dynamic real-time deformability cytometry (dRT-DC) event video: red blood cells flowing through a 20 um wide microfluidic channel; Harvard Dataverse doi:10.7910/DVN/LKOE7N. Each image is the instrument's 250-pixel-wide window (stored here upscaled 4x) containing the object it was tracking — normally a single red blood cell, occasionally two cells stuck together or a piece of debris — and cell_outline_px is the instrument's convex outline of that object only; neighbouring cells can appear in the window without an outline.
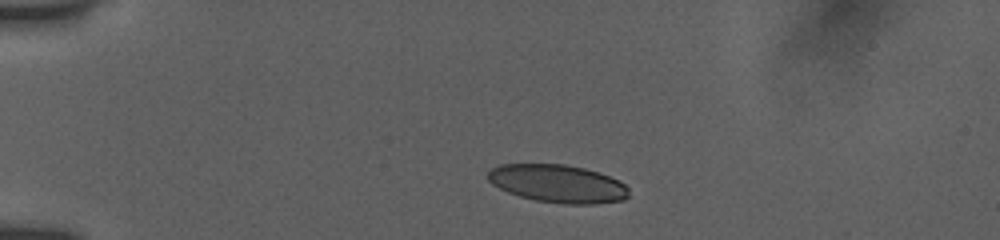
{"species": "human", "species_latin": "Homo sapiens", "temperature_condition": "room temperature", "stored_images_in_passage": 12, "camera_frame_rate_fps": 3000, "um_per_image_px": 0.085, "donor": {"sex": "female"}, "frame": {"image": 1, "passage_image": 1, "time_ms": 0.0, "image_size_px": [1000, 240], "cell_outline_px": [[628, 196], [624, 200], [596, 204], [564, 204], [536, 200], [520, 196], [508, 192], [492, 184], [488, 180], [488, 172], [492, 168], [500, 164], [564, 164], [584, 168], [600, 172], [624, 184], [628, 188]], "centroid_in_image_um": [47.41, 15.61], "position_along_channel_um": 37.6, "area_um2": 31.1}}
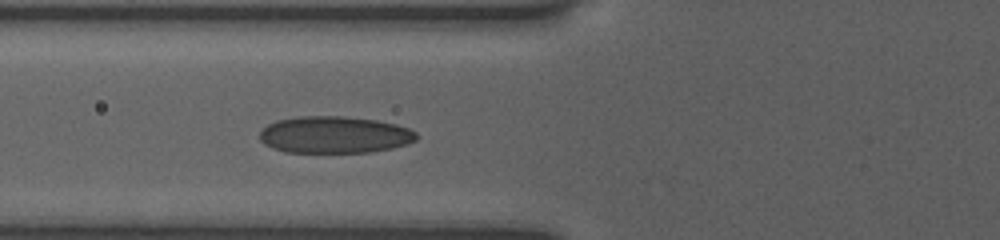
{"frame": {"image": 2, "passage_image": 9, "time_ms": 3.0, "image_size_px": [1000, 240], "cell_outline_px": [[420, 136], [416, 140], [408, 144], [392, 148], [372, 152], [284, 152], [272, 148], [264, 144], [260, 140], [260, 132], [268, 124], [276, 120], [300, 116], [344, 116], [376, 120], [396, 124], [408, 128], [416, 132]], "centroid_in_image_um": [28.45, 11.45], "position_along_channel_um": 97.3, "area_um2": 33.93}}
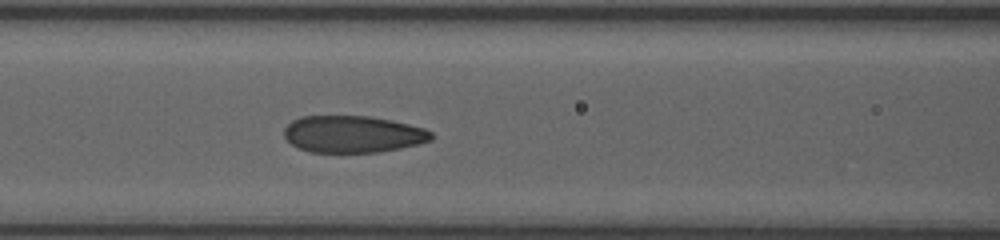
{"frame": {"image": 3, "passage_image": 12, "time_ms": 4.0, "image_size_px": [1000, 240], "cell_outline_px": [[436, 136], [432, 140], [420, 144], [380, 152], [308, 152], [292, 144], [284, 136], [284, 128], [292, 120], [300, 116], [368, 116], [392, 120], [424, 128], [432, 132]], "centroid_in_image_um": [30.02, 11.4], "position_along_channel_um": 136.6, "area_um2": 31.85}}